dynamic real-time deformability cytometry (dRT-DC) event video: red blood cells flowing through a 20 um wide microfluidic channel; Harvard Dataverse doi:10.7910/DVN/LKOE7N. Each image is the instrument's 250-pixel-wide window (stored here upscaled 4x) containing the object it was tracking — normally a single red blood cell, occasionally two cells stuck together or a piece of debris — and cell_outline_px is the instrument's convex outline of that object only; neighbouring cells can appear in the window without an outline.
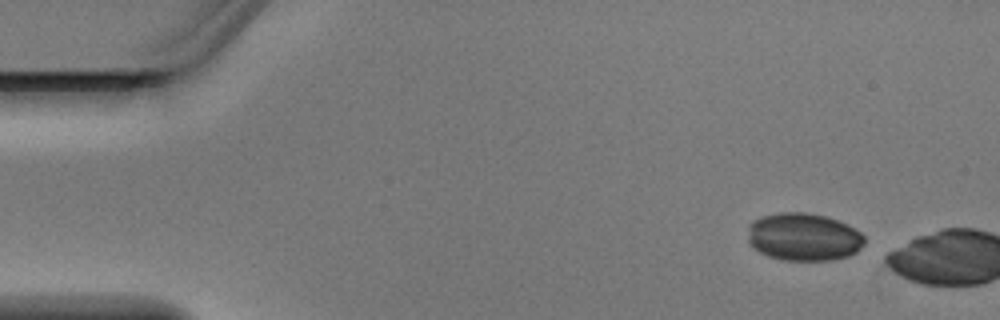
{"species": "Egyptian fruit bat (a non-hibernating species)", "species_latin": "Rousettus aegyptiacus", "temperature_condition": "warm", "stored_images_in_passage": 2, "camera_frame_rate_fps": 3000, "um_per_image_px": 0.085, "animal": {"sex": "male"}, "frame": {"image": 1, "passage_image": 1, "time_ms": 0.0, "image_size_px": [1000, 320], "cell_outline_px": [[864, 244], [856, 252], [848, 256], [832, 260], [784, 260], [768, 256], [752, 248], [748, 240], [748, 228], [752, 220], [760, 216], [780, 212], [804, 212], [828, 216], [848, 224], [860, 232], [864, 236]], "centroid_in_image_um": [68.29, 20.13], "position_along_channel_um": 16.7, "area_um2": 32.83}}